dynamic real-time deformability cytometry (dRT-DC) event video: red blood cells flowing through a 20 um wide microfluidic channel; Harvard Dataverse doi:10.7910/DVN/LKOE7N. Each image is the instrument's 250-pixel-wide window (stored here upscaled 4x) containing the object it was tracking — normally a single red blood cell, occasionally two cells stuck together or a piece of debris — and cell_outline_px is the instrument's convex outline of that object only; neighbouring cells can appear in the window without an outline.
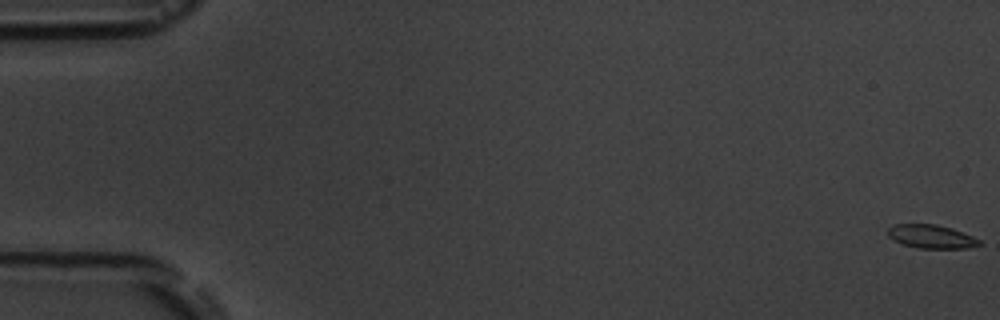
{"species": "common noctule bat (a hibernating species)", "species_latin": "Nyctalus noctula", "temperature_condition": "room temperature", "stored_images_in_passage": 6, "camera_frame_rate_fps": 3000, "um_per_image_px": 0.085, "animal": {"sex": "male", "body_mass_g": 19.5, "forearm_length_mm": 54.6}, "frame": {"image": 1, "passage_image": 1, "time_ms": 0.0, "image_size_px": [1000, 320], "cell_outline_px": [[984, 244], [968, 248], [916, 248], [904, 244], [888, 236], [888, 228], [892, 224], [936, 224], [952, 228], [972, 236], [980, 240]], "centroid_in_image_um": [79.19, 20.1], "position_along_channel_um": 5.8, "area_um2": 12.54}}
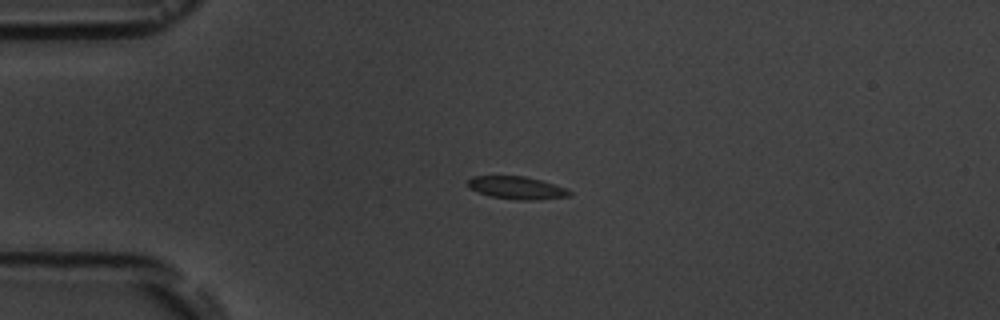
{"frame": {"image": 2, "passage_image": 5, "time_ms": 4.667, "image_size_px": [1000, 320], "cell_outline_px": [[572, 196], [532, 200], [516, 200], [488, 196], [468, 188], [468, 180], [472, 176], [524, 176], [540, 180], [568, 188], [572, 192]], "centroid_in_image_um": [43.94, 15.97], "position_along_channel_um": 41.1, "area_um2": 13.58}}